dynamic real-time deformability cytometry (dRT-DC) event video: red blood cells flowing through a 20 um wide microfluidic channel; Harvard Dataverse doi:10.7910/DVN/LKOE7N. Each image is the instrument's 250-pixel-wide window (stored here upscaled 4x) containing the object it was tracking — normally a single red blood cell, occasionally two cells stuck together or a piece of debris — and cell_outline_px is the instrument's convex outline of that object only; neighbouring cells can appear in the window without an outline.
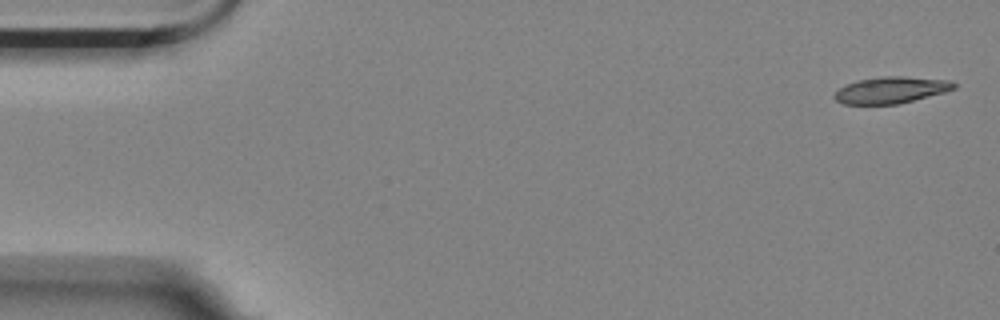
{"species": "Egyptian fruit bat (a non-hibernating species)", "species_latin": "Rousettus aegyptiacus", "temperature_condition": "room temperature", "stored_images_in_passage": 5, "camera_frame_rate_fps": 3000, "um_per_image_px": 0.085, "animal": {"sex": "female"}, "frame": {"image": 1, "passage_image": 1, "time_ms": 0.0, "image_size_px": [1000, 320], "cell_outline_px": [[956, 88], [944, 92], [900, 104], [844, 104], [836, 100], [832, 96], [840, 88], [856, 80], [880, 76], [904, 76], [952, 80], [956, 84]], "centroid_in_image_um": [75.76, 7.64], "position_along_channel_um": 9.2, "area_um2": 18.61}}
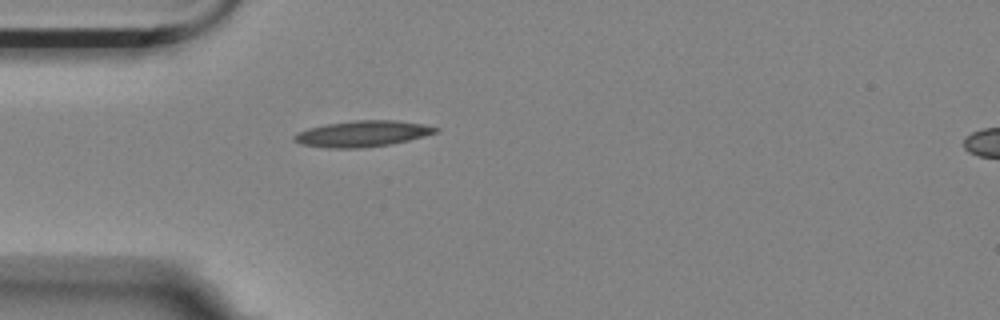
{"frame": {"image": 2, "passage_image": 5, "time_ms": 1.333, "image_size_px": [1000, 320], "cell_outline_px": [[440, 128], [436, 132], [424, 136], [392, 144], [364, 148], [328, 148], [300, 144], [292, 140], [292, 136], [296, 132], [308, 128], [328, 124], [356, 120], [396, 120], [424, 124]], "centroid_in_image_um": [30.78, 11.37], "position_along_channel_um": 54.2, "area_um2": 21.56}}